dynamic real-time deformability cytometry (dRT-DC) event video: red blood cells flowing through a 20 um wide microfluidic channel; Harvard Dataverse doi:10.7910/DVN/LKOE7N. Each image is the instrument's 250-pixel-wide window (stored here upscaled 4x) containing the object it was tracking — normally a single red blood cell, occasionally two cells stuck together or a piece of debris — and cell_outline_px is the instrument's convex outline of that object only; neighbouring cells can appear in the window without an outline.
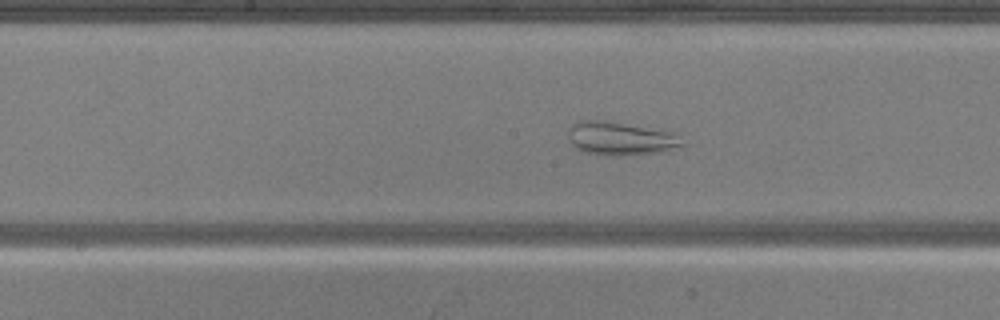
{"species": "common noctule bat (a hibernating species)", "species_latin": "Nyctalus noctula", "temperature_condition": "warm", "stored_images_in_passage": 41, "camera_frame_rate_fps": 3000, "um_per_image_px": 0.085, "animal": {"sex": "male", "body_mass_g": 20.5, "forearm_length_mm": 52.5}, "frame": {"image": 1, "passage_image": 16, "time_ms": 5.0, "image_size_px": [1000, 320], "cell_outline_px": [[688, 144], [684, 148], [660, 152], [620, 156], [612, 156], [588, 152], [576, 148], [572, 144], [568, 136], [568, 128], [576, 120], [604, 120], [680, 132]], "centroid_in_image_um": [52.9, 11.76], "position_along_channel_um": 195.3, "area_um2": 23.12}}
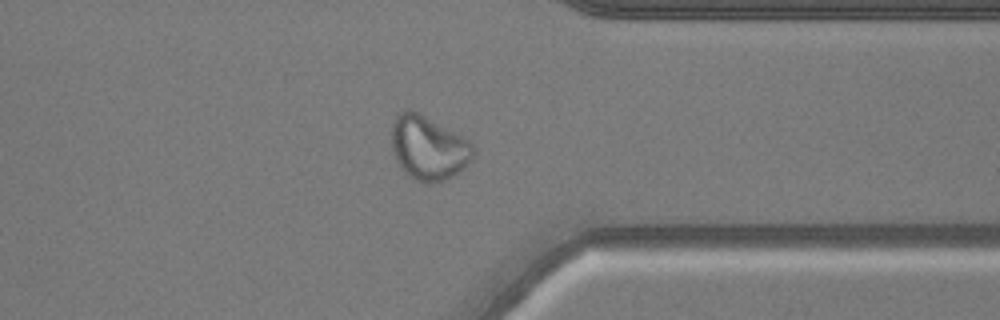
{"frame": {"image": 2, "passage_image": 30, "time_ms": 9.667, "image_size_px": [1000, 320], "cell_outline_px": [[476, 152], [464, 168], [452, 176], [444, 180], [428, 184], [420, 184], [412, 180], [400, 168], [396, 160], [392, 148], [392, 124], [396, 116], [404, 108], [408, 108], [420, 112], [468, 140], [476, 148]], "centroid_in_image_um": [36.39, 12.58], "position_along_channel_um": 375.0, "area_um2": 30.92}}
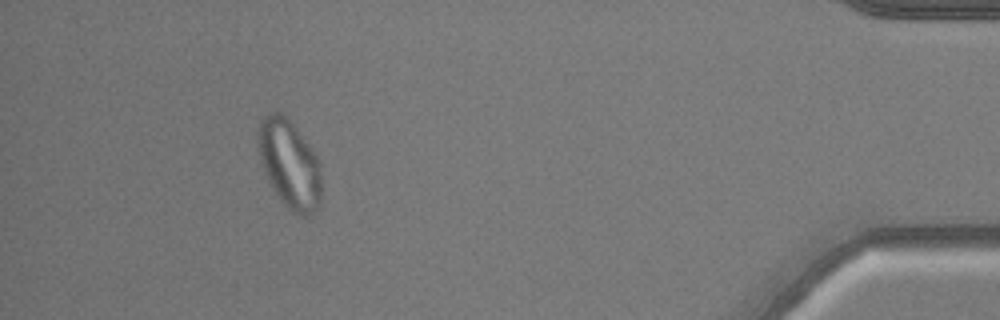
{"frame": {"image": 3, "passage_image": 37, "time_ms": 12.0, "image_size_px": [1000, 320], "cell_outline_px": [[320, 204], [308, 216], [300, 216], [292, 212], [280, 200], [268, 180], [256, 144], [256, 128], [260, 120], [268, 112], [280, 112], [288, 116], [316, 156], [320, 164]], "centroid_in_image_um": [24.57, 13.9], "position_along_channel_um": 410.6, "area_um2": 32.71}}